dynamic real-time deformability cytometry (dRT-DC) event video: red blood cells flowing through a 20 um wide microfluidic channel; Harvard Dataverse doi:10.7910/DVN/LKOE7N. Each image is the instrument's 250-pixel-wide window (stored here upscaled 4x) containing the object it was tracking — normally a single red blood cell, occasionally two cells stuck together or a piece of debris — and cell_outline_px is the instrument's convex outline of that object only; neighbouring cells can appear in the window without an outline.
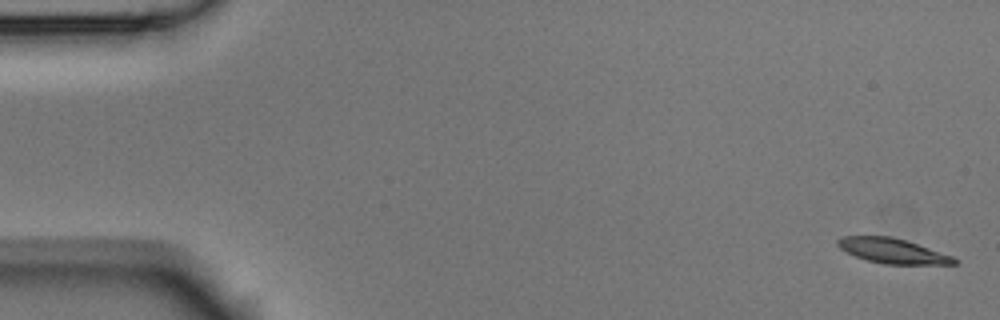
{"species": "Egyptian fruit bat (a non-hibernating species)", "species_latin": "Rousettus aegyptiacus", "temperature_condition": "room temperature", "stored_images_in_passage": 5, "camera_frame_rate_fps": 3000, "um_per_image_px": 0.085, "animal": {"sex": "male"}, "frame": {"image": 1, "passage_image": 1, "time_ms": 0.0, "image_size_px": [1000, 320], "cell_outline_px": [[960, 260], [956, 264], [884, 264], [868, 260], [856, 256], [840, 248], [836, 244], [836, 240], [844, 236], [892, 236], [952, 256]], "centroid_in_image_um": [75.86, 21.32], "position_along_channel_um": 9.1, "area_um2": 16.65}}